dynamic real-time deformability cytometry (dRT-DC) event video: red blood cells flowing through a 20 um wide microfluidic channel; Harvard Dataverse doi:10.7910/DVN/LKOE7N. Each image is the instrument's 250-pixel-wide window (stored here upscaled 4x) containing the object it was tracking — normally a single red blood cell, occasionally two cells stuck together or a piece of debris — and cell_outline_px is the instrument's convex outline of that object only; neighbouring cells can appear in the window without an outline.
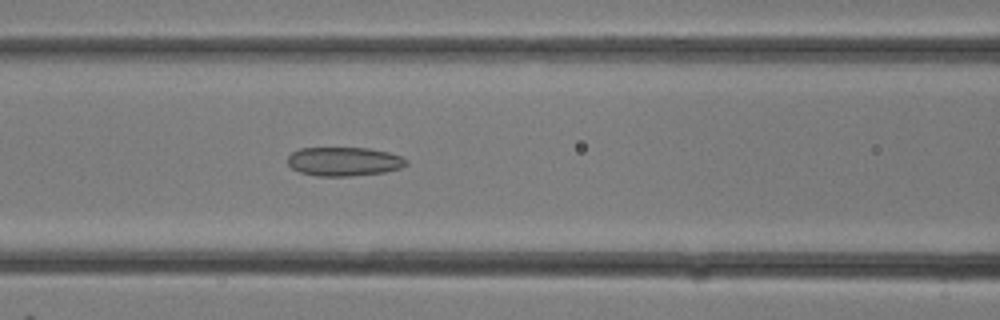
{"species": "common noctule bat (a hibernating species)", "species_latin": "Nyctalus noctula", "temperature_condition": "room temperature", "stored_images_in_passage": 12, "camera_frame_rate_fps": 3000, "um_per_image_px": 0.085, "animal": {"sex": "female"}, "frame": {"image": 1, "passage_image": 12, "time_ms": 3.667, "image_size_px": [1000, 320], "cell_outline_px": [[408, 164], [400, 168], [384, 172], [348, 176], [316, 176], [300, 172], [292, 168], [288, 164], [288, 156], [292, 152], [300, 148], [368, 148], [388, 152], [400, 156], [408, 160]], "centroid_in_image_um": [29.23, 13.72], "position_along_channel_um": 137.4, "area_um2": 19.94}}